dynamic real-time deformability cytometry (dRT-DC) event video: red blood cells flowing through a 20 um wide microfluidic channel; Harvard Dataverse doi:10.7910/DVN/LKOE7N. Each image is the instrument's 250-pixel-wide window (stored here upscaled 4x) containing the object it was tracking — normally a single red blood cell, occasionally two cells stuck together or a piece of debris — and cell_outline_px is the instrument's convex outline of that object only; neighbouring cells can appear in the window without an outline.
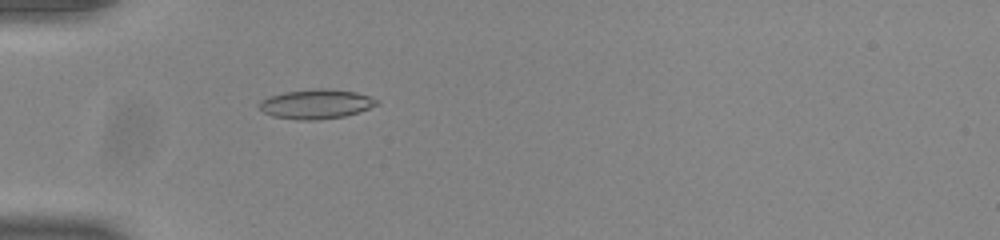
{"species": "common noctule bat (a hibernating species)", "species_latin": "Nyctalus noctula", "temperature_condition": "room temperature", "stored_images_in_passage": 39, "camera_frame_rate_fps": 3000, "um_per_image_px": 0.085, "animal": {"sex": "male", "body_mass_g": 20.0, "forearm_length_mm": 53.3}, "frame": {"image": 1, "passage_image": 3, "time_ms": 0.667, "image_size_px": [1000, 240], "cell_outline_px": [[380, 104], [344, 116], [316, 120], [296, 120], [272, 116], [264, 112], [260, 108], [260, 100], [268, 96], [284, 92], [316, 88], [320, 88], [356, 92], [380, 100]], "centroid_in_image_um": [26.85, 8.84], "position_along_channel_um": 58.1, "area_um2": 20.11}}
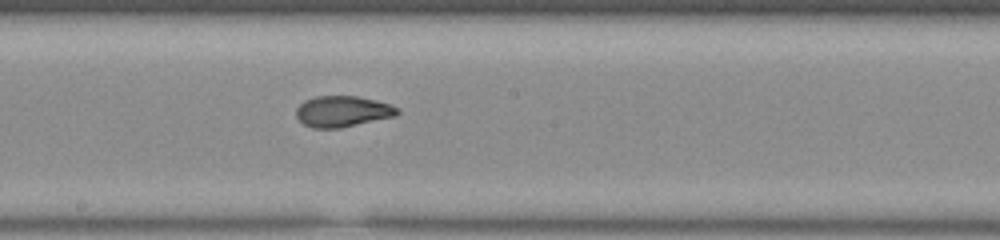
{"frame": {"image": 2, "passage_image": 16, "time_ms": 5.0, "image_size_px": [1000, 240], "cell_outline_px": [[400, 112], [396, 116], [340, 128], [312, 128], [304, 124], [296, 116], [296, 108], [304, 100], [316, 96], [356, 96], [376, 100], [392, 104], [400, 108]], "centroid_in_image_um": [29.14, 9.46], "position_along_channel_um": 219.1, "area_um2": 18.44}}
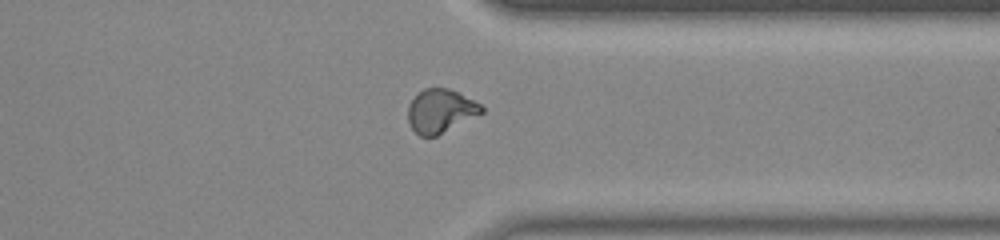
{"frame": {"image": 3, "passage_image": 28, "time_ms": 9.0, "image_size_px": [1000, 240], "cell_outline_px": [[484, 112], [436, 136], [420, 136], [412, 128], [408, 120], [408, 104], [424, 88], [448, 88], [480, 104], [484, 108]], "centroid_in_image_um": [37.43, 9.44], "position_along_channel_um": 374.0, "area_um2": 18.32}, "authors_computed_cell_mechanics": {"area_um2": 18.6116, "velocity_mm_per_s": 3.9032, "shape_relaxation_time_tau1_ms": null, "shape_relaxation_time_tau2_ms": 1.4091, "deformation_change_tau1": null, "deformation_change_tau2": 0.0644}}